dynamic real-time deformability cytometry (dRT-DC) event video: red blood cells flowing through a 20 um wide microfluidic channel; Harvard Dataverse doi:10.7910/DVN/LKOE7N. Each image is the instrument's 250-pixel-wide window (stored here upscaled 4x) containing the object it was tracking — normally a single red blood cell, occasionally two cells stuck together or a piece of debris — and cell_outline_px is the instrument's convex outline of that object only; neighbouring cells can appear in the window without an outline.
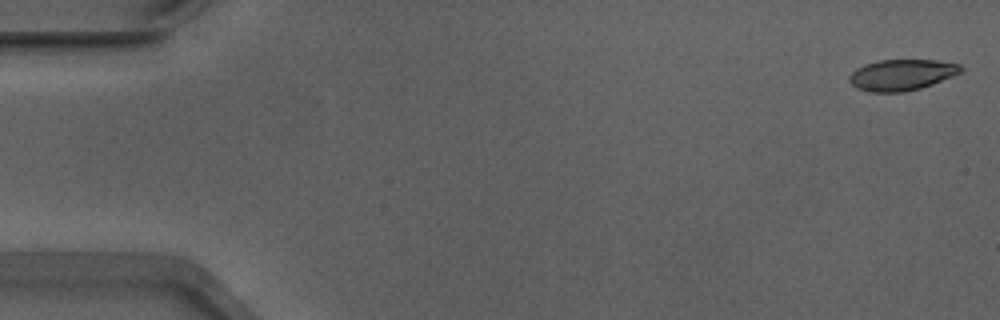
{"species": "Egyptian fruit bat (a non-hibernating species)", "species_latin": "Rousettus aegyptiacus", "temperature_condition": "warm", "stored_images_in_passage": 53, "camera_frame_rate_fps": 3000, "um_per_image_px": 0.085, "animal": {"sex": "male"}, "frame": {"image": 1, "passage_image": 1, "time_ms": 0.0, "image_size_px": [1000, 320], "cell_outline_px": [[964, 72], [932, 84], [920, 88], [904, 92], [868, 92], [856, 88], [848, 80], [848, 76], [856, 68], [864, 64], [876, 60], [936, 60], [960, 64], [964, 68]], "centroid_in_image_um": [76.64, 6.36], "position_along_channel_um": 8.4, "area_um2": 20.46}}
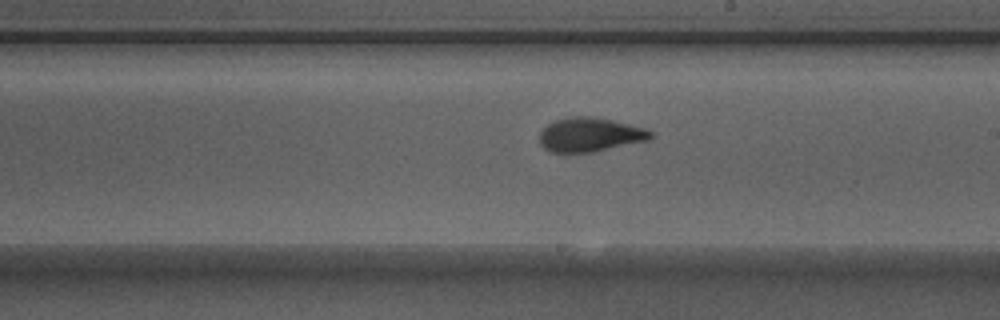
{"frame": {"image": 2, "passage_image": 30, "time_ms": 9.667, "image_size_px": [1000, 320], "cell_outline_px": [[652, 140], [592, 152], [552, 152], [544, 148], [540, 144], [540, 132], [548, 124], [556, 120], [568, 116], [596, 116], [644, 128], [652, 132]], "centroid_in_image_um": [50.16, 11.44], "position_along_channel_um": 238.8, "area_um2": 22.14}}
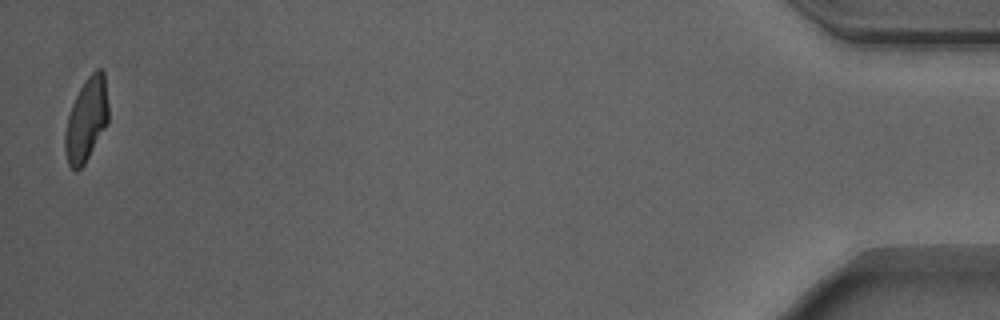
{"frame": {"image": 3, "passage_image": 52, "time_ms": 17.0, "image_size_px": [1000, 320], "cell_outline_px": [[108, 124], [84, 164], [76, 172], [68, 164], [64, 148], [64, 132], [68, 116], [72, 104], [80, 88], [88, 76], [96, 68], [100, 68], [104, 72], [108, 104]], "centroid_in_image_um": [7.34, 10.18], "position_along_channel_um": 427.9, "area_um2": 21.15}, "authors_computed_cell_mechanics": {"area_um2": 21.6172, "velocity_mm_per_s": 3.89, "shape_relaxation_time_tau1_ms": 5.261, "shape_relaxation_time_tau2_ms": 1.078, "deformation_change_tau1": 0.2014, "deformation_change_tau2": 0.0718}}